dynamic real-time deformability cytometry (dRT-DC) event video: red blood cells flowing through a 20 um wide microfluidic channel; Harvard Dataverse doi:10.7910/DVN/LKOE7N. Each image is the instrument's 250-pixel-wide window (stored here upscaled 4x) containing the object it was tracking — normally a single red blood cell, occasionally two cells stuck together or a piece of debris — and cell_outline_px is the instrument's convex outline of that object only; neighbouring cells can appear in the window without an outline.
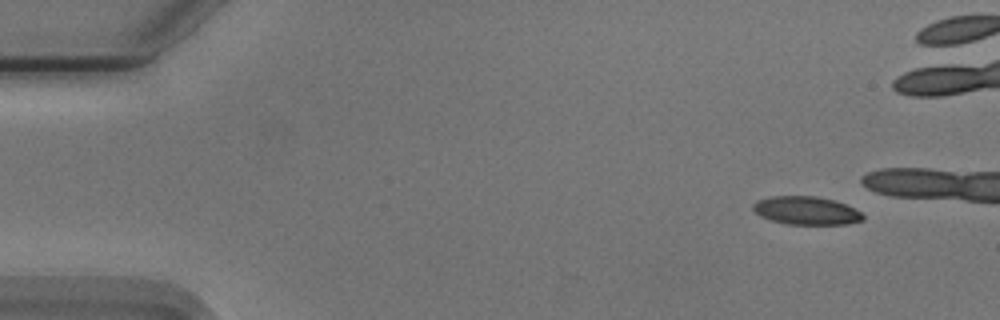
{"species": "Egyptian fruit bat (a non-hibernating species)", "species_latin": "Rousettus aegyptiacus", "temperature_condition": "cold", "stored_images_in_passage": 23, "camera_frame_rate_fps": 3000, "um_per_image_px": 0.085, "animal": {"sex": "male"}, "frame": {"image": 1, "passage_image": 4, "time_ms": 1.0, "image_size_px": [1000, 320], "cell_outline_px": [[864, 220], [848, 224], [788, 224], [772, 220], [760, 216], [752, 208], [752, 204], [756, 200], [772, 196], [816, 196], [836, 200], [860, 212], [864, 216]], "centroid_in_image_um": [68.52, 17.89], "position_along_channel_um": 16.5, "area_um2": 18.03}}
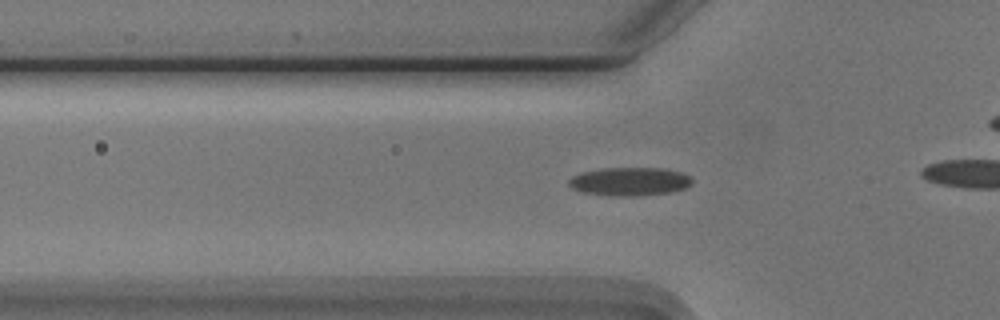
{"frame": {"image": 2, "passage_image": 17, "time_ms": 5.333, "image_size_px": [1000, 320], "cell_outline_px": [[692, 184], [684, 188], [672, 192], [640, 196], [608, 196], [584, 192], [572, 188], [568, 184], [568, 180], [572, 176], [584, 172], [604, 168], [664, 168], [680, 172], [692, 176]], "centroid_in_image_um": [53.55, 15.43], "position_along_channel_um": 72.2, "area_um2": 20.52}}